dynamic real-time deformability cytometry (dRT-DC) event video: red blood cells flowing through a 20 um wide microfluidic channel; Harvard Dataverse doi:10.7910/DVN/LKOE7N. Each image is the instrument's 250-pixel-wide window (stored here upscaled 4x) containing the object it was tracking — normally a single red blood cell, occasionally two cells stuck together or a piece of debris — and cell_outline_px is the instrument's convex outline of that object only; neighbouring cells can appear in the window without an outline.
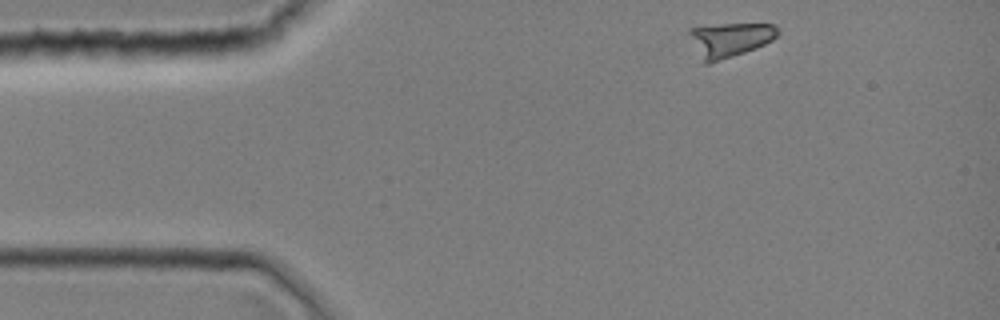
{"species": "common noctule bat (a hibernating species)", "species_latin": "Nyctalus noctula", "temperature_condition": "room temperature", "stored_images_in_passage": 5, "camera_frame_rate_fps": 3000, "um_per_image_px": 0.085, "animal": {"sex": "female", "body_mass_g": 19.0, "forearm_length_mm": 51.5}, "frame": {"image": 1, "passage_image": 1, "time_ms": 0.0, "image_size_px": [1000, 320], "cell_outline_px": [[780, 32], [772, 40], [756, 48], [708, 64], [704, 64], [688, 32], [688, 28], [720, 24], [776, 24]], "centroid_in_image_um": [62.05, 3.35], "position_along_channel_um": 22.9, "area_um2": 17.46}}